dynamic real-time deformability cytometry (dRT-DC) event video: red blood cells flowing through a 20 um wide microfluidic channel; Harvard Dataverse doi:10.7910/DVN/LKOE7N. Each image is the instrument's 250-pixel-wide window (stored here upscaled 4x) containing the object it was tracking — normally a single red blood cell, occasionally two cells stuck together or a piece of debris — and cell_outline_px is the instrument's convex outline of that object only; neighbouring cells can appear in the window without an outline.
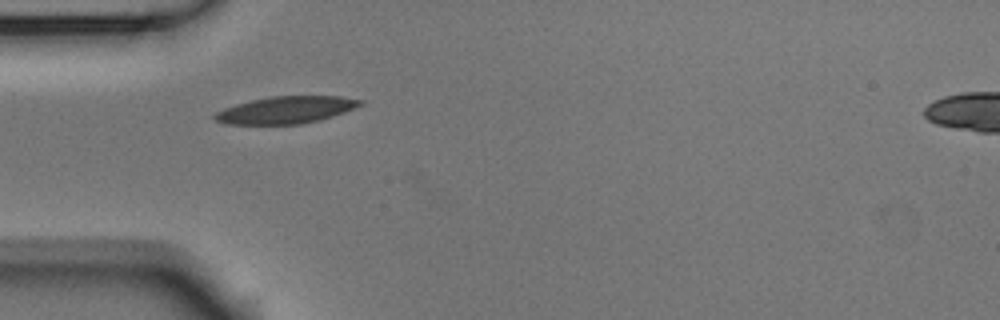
{"species": "Egyptian fruit bat (a non-hibernating species)", "species_latin": "Rousettus aegyptiacus", "temperature_condition": "room temperature", "stored_images_in_passage": 1, "camera_frame_rate_fps": 3000, "um_per_image_px": 0.085, "animal": {"sex": "male"}, "frame": {"image": 1, "passage_image": 1, "time_ms": 0.0, "image_size_px": [1000, 320], "cell_outline_px": [[364, 104], [344, 112], [332, 116], [300, 124], [224, 124], [216, 120], [212, 116], [216, 112], [224, 108], [236, 104], [252, 100], [272, 96], [340, 96], [364, 100]], "centroid_in_image_um": [24.3, 9.34], "position_along_channel_um": 60.7, "area_um2": 22.83}}